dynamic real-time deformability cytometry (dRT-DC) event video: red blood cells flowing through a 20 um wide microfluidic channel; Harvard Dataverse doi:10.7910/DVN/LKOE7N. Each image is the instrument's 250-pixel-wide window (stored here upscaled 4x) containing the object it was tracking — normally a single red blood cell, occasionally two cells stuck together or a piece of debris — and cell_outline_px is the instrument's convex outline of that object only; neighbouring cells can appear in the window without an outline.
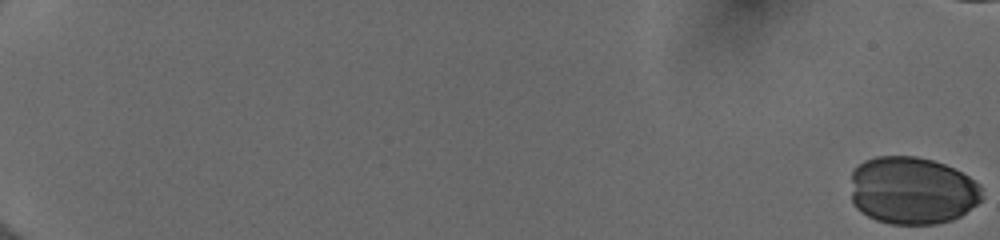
{"species": "human", "species_latin": "Homo sapiens", "temperature_condition": "cold", "stored_images_in_passage": 51, "camera_frame_rate_fps": 3000, "um_per_image_px": 0.085, "donor": {"sex": "female"}, "frame": {"image": 1, "passage_image": 1, "time_ms": 0.0, "image_size_px": [1000, 240], "cell_outline_px": [[980, 200], [976, 204], [960, 216], [952, 220], [936, 224], [888, 224], [876, 220], [868, 216], [856, 208], [852, 200], [852, 172], [864, 160], [876, 156], [916, 156], [932, 160], [944, 164], [968, 176], [980, 184]], "centroid_in_image_um": [77.52, 16.2], "position_along_channel_um": 7.5, "area_um2": 51.62}}
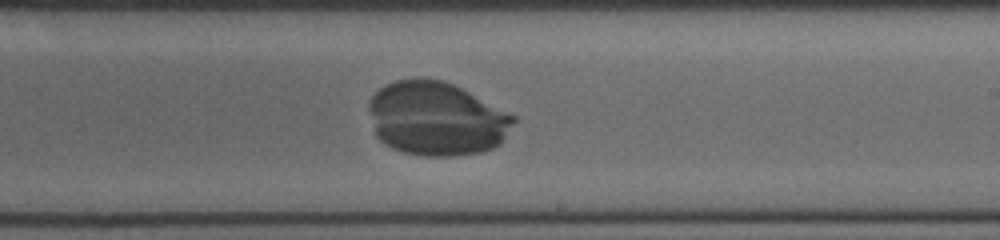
{"frame": {"image": 2, "passage_image": 37, "time_ms": 12.0, "image_size_px": [1000, 240], "cell_outline_px": [[516, 120], [504, 140], [500, 144], [492, 148], [480, 152], [452, 156], [420, 156], [404, 152], [392, 148], [384, 144], [376, 136], [368, 108], [368, 100], [380, 88], [396, 80], [444, 80], [516, 116]], "centroid_in_image_um": [37.1, 10.12], "position_along_channel_um": 251.9, "area_um2": 61.85}}
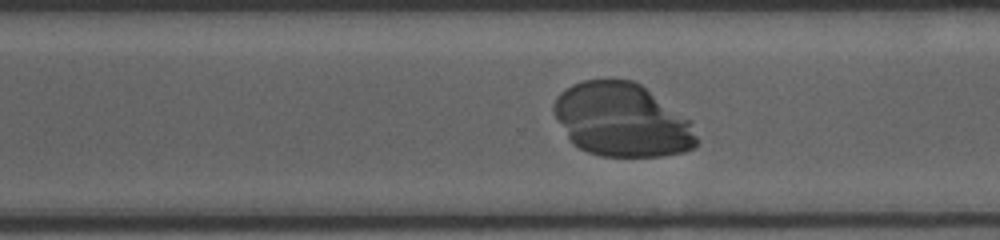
{"frame": {"image": 3, "passage_image": 42, "time_ms": 13.667, "image_size_px": [1000, 240], "cell_outline_px": [[700, 144], [696, 148], [684, 152], [660, 156], [600, 156], [588, 152], [572, 144], [556, 116], [552, 108], [556, 96], [560, 92], [572, 84], [584, 80], [632, 80], [640, 84], [692, 120], [700, 140]], "centroid_in_image_um": [52.92, 10.21], "position_along_channel_um": 317.7, "area_um2": 61.56}}